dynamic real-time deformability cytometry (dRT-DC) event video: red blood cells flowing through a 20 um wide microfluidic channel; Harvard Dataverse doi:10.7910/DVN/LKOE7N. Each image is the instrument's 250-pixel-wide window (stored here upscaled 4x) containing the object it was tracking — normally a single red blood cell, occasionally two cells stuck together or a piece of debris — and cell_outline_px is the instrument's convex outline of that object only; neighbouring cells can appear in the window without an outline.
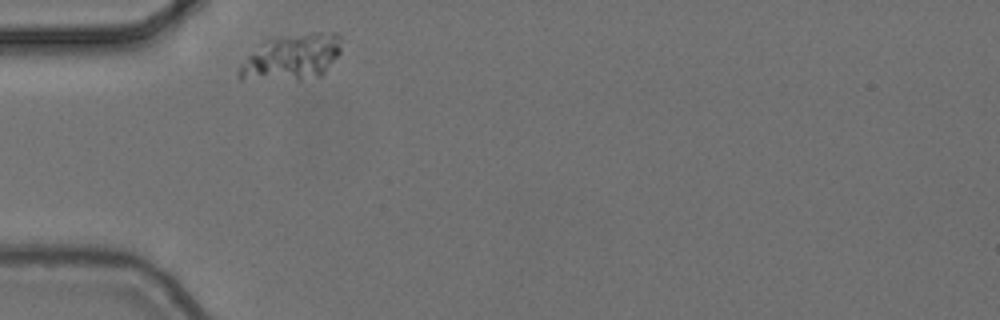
{"species": "common noctule bat (a hibernating species)", "species_latin": "Nyctalus noctula", "temperature_condition": "cold", "stored_images_in_passage": 2, "camera_frame_rate_fps": 3000, "um_per_image_px": 0.085, "animal": {"sex": "female", "body_mass_g": 24.6, "forearm_length_mm": 56.2}, "frame": {"image": 1, "passage_image": 1, "time_ms": 0.0, "image_size_px": [1000, 320], "cell_outline_px": [[340, 52], [324, 72], [320, 76], [300, 80], [240, 80], [240, 64], [260, 44], [268, 40], [288, 36], [312, 32], [336, 32], [340, 36]], "centroid_in_image_um": [24.81, 4.88], "position_along_channel_um": 60.2, "area_um2": 27.11}}